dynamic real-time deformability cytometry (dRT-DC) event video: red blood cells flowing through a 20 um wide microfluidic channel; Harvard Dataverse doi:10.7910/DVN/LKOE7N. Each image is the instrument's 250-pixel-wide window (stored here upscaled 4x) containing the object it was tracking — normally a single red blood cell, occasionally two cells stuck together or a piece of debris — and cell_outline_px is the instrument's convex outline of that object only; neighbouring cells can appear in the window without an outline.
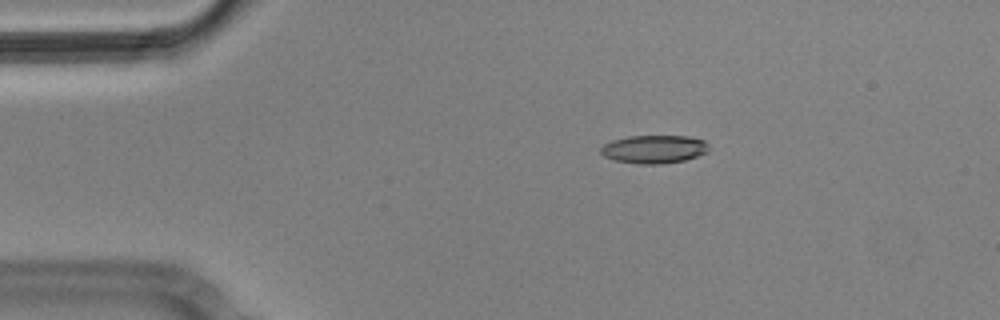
{"species": "Egyptian fruit bat (a non-hibernating species)", "species_latin": "Rousettus aegyptiacus", "temperature_condition": "cold", "stored_images_in_passage": 6, "camera_frame_rate_fps": 3000, "um_per_image_px": 0.085, "animal": {"sex": "male"}, "frame": {"image": 1, "passage_image": 3, "time_ms": 0.667, "image_size_px": [1000, 320], "cell_outline_px": [[708, 152], [684, 160], [660, 164], [636, 164], [616, 160], [604, 156], [600, 152], [600, 148], [604, 144], [612, 140], [628, 136], [688, 136], [704, 140], [708, 144]], "centroid_in_image_um": [55.59, 12.68], "position_along_channel_um": 29.4, "area_um2": 17.74}}
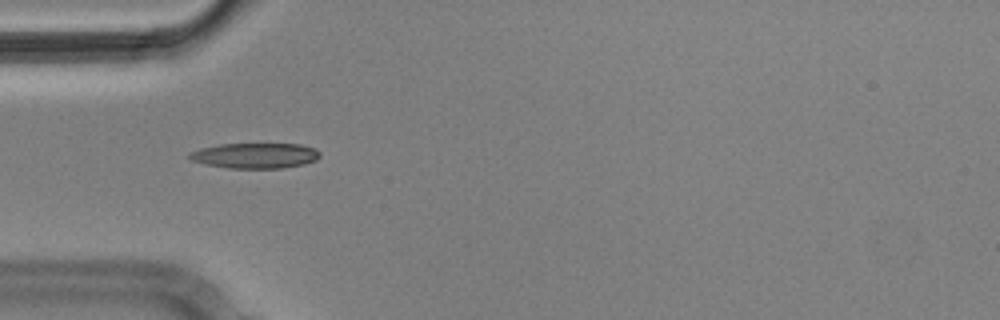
{"frame": {"image": 2, "passage_image": 5, "time_ms": 1.333, "image_size_px": [1000, 320], "cell_outline_px": [[320, 156], [316, 160], [304, 164], [284, 168], [228, 168], [204, 164], [192, 160], [188, 156], [188, 152], [200, 148], [220, 144], [300, 144], [316, 148], [320, 152]], "centroid_in_image_um": [21.69, 13.22], "position_along_channel_um": 63.3, "area_um2": 19.42}}